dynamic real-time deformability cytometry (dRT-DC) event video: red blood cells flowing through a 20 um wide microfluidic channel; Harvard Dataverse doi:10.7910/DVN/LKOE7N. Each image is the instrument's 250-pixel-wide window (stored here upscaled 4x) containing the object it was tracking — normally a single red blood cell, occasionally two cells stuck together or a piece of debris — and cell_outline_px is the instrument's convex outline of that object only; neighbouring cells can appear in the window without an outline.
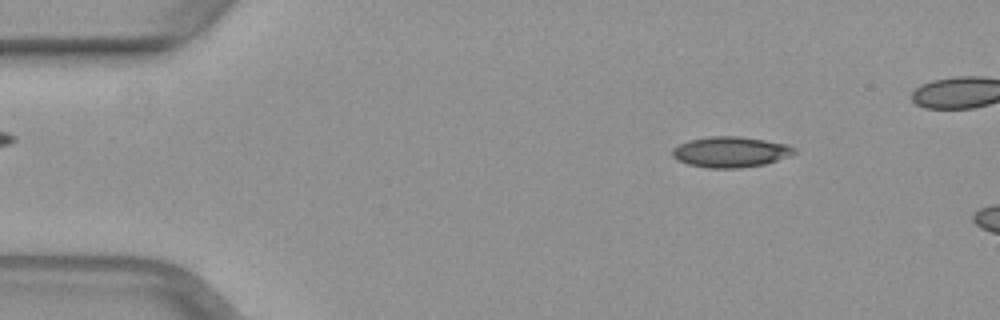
{"species": "common noctule bat (a hibernating species)", "species_latin": "Nyctalus noctula", "temperature_condition": "warm", "stored_images_in_passage": 12, "camera_frame_rate_fps": 3000, "um_per_image_px": 0.085, "animal": {"sex": "female", "body_mass_g": 29.2, "forearm_length_mm": 56.3}, "frame": {"image": 1, "passage_image": 7, "time_ms": 2.0, "image_size_px": [1000, 320], "cell_outline_px": [[796, 152], [792, 156], [764, 164], [740, 168], [708, 168], [688, 164], [676, 160], [672, 156], [672, 148], [688, 140], [708, 136], [740, 136], [788, 144], [796, 148]], "centroid_in_image_um": [62.1, 12.91], "position_along_channel_um": 22.9, "area_um2": 22.02}}